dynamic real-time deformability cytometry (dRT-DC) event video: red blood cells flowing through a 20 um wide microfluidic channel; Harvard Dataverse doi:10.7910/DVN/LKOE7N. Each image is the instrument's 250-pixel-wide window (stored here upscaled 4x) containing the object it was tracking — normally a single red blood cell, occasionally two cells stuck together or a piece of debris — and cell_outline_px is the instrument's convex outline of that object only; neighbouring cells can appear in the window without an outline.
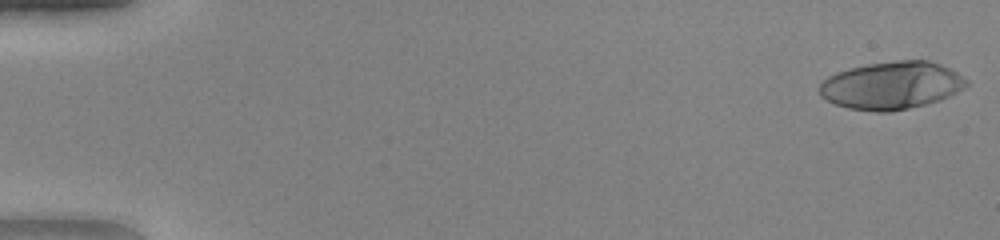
{"species": "human", "species_latin": "Homo sapiens", "temperature_condition": "warm", "stored_images_in_passage": 50, "camera_frame_rate_fps": 3000, "um_per_image_px": 0.085, "donor": {"sex": "female"}, "frame": {"image": 1, "passage_image": 1, "time_ms": 0.0, "image_size_px": [1000, 240], "cell_outline_px": [[968, 84], [964, 88], [940, 100], [908, 108], [888, 112], [876, 112], [848, 108], [836, 104], [820, 96], [820, 84], [828, 76], [836, 72], [868, 64], [896, 60], [928, 60], [940, 64], [956, 72], [968, 80]], "centroid_in_image_um": [75.78, 7.26], "position_along_channel_um": 9.2, "area_um2": 40.58}}
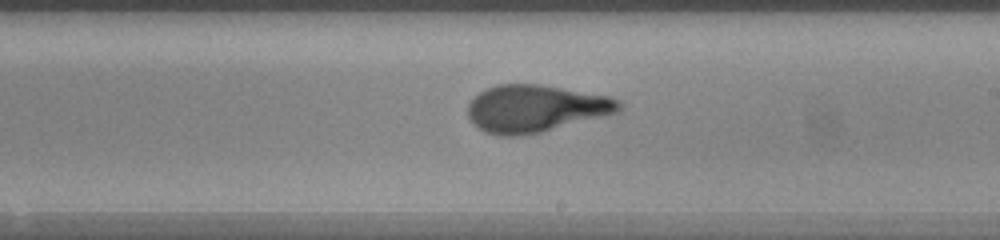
{"frame": {"image": 2, "passage_image": 30, "time_ms": 9.667, "image_size_px": [1000, 240], "cell_outline_px": [[624, 108], [620, 112], [608, 116], [540, 132], [520, 136], [500, 136], [484, 132], [468, 116], [468, 104], [480, 92], [496, 84], [540, 84], [608, 96], [620, 100], [624, 104]], "centroid_in_image_um": [45.59, 9.23], "position_along_channel_um": 243.4, "area_um2": 41.79}}
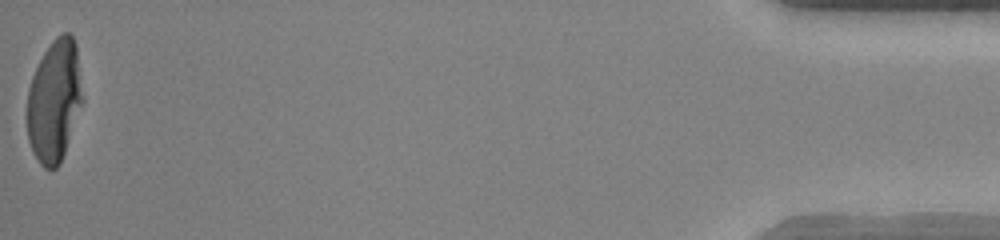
{"frame": {"image": 3, "passage_image": 50, "time_ms": 16.333, "image_size_px": [1000, 240], "cell_outline_px": [[84, 100], [60, 164], [56, 168], [44, 168], [40, 164], [32, 152], [28, 140], [28, 88], [32, 76], [44, 52], [52, 40], [60, 32], [68, 32], [72, 36], [76, 44]], "centroid_in_image_um": [4.63, 8.56], "position_along_channel_um": 430.6, "area_um2": 39.59}, "authors_computed_cell_mechanics": {"area_um2": 40.5178, "velocity_mm_per_s": 4.1599, "shape_relaxation_time_tau1_ms": 10.7892, "shape_relaxation_time_tau2_ms": 0.8415, "deformation_change_tau1": 0.4801, "deformation_change_tau2": 0.0811}}